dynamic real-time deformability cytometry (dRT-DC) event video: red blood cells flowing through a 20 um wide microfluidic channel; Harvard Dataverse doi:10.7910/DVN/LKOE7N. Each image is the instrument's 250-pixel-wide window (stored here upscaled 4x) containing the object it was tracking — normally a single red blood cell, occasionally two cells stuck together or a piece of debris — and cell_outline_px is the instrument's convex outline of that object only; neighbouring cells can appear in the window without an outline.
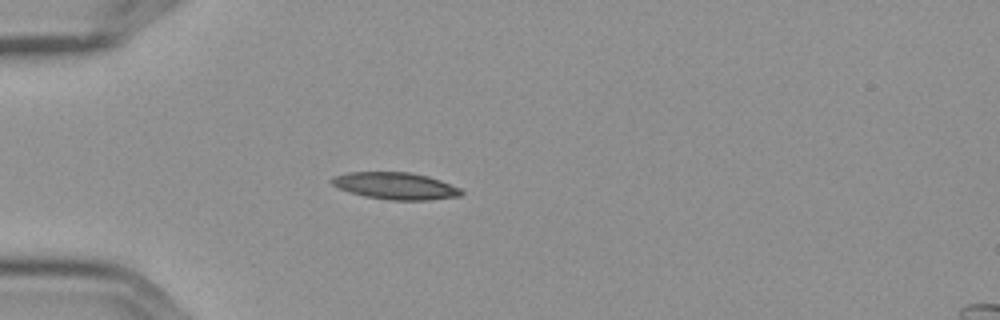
{"species": "Egyptian fruit bat (a non-hibernating species)", "species_latin": "Rousettus aegyptiacus", "temperature_condition": "cold", "stored_images_in_passage": 3, "camera_frame_rate_fps": 3000, "um_per_image_px": 0.085, "frame": {"image": 1, "passage_image": 3, "time_ms": 0.667, "image_size_px": [1000, 320], "cell_outline_px": [[464, 192], [460, 196], [428, 200], [392, 200], [364, 196], [340, 188], [332, 184], [328, 180], [332, 176], [348, 172], [408, 172], [428, 176], [440, 180], [460, 188]], "centroid_in_image_um": [33.61, 15.79], "position_along_channel_um": 51.4, "area_um2": 20.29}}